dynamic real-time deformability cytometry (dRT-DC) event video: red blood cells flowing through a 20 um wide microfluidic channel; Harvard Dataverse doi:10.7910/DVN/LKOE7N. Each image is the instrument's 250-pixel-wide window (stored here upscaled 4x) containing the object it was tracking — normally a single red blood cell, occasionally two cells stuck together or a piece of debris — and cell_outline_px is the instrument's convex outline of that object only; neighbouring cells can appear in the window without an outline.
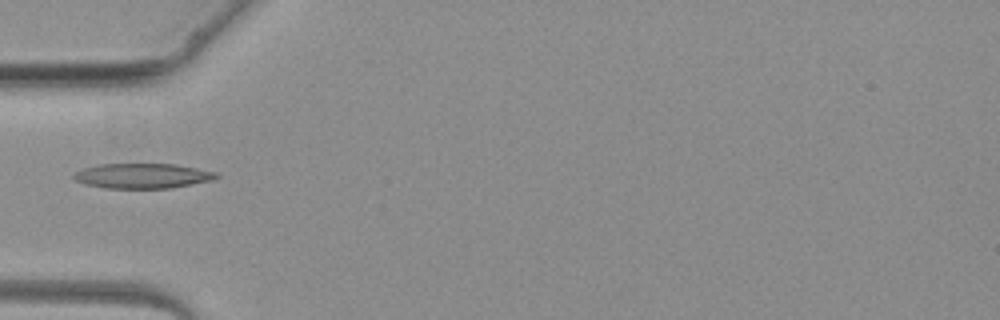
{"species": "common noctule bat (a hibernating species)", "species_latin": "Nyctalus noctula", "temperature_condition": "warm", "stored_images_in_passage": 2, "camera_frame_rate_fps": 3000, "um_per_image_px": 0.085, "animal": {"sex": "female", "body_mass_g": 19.3, "forearm_length_mm": 54.1}, "frame": {"image": 1, "passage_image": 2, "time_ms": 1.333, "image_size_px": [1000, 320], "cell_outline_px": [[220, 176], [212, 180], [172, 188], [104, 188], [84, 184], [76, 180], [72, 176], [76, 172], [84, 168], [100, 164], [176, 164], [220, 172]], "centroid_in_image_um": [12.17, 14.95], "position_along_channel_um": 72.8, "area_um2": 20.87}}